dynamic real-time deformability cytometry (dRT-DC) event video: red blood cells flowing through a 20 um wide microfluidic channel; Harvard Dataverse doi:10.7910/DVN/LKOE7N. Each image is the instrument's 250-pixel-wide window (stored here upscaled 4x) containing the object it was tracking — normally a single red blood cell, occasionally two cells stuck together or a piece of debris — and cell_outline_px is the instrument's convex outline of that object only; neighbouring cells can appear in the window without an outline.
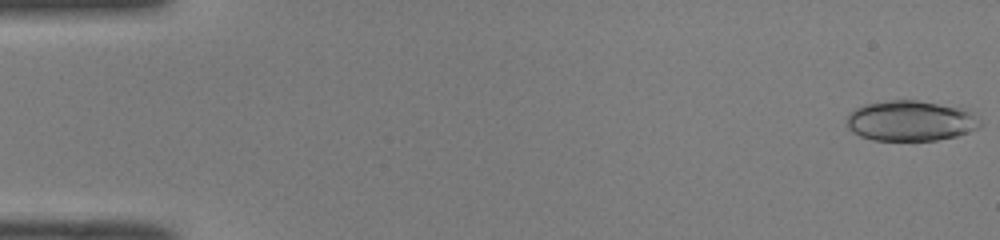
{"species": "common noctule bat (a hibernating species)", "species_latin": "Nyctalus noctula", "temperature_condition": "room temperature", "stored_images_in_passage": 45, "camera_frame_rate_fps": 3000, "um_per_image_px": 0.085, "animal": {"sex": "male", "body_mass_g": 19.0, "forearm_length_mm": 50.8}, "frame": {"image": 1, "passage_image": 1, "time_ms": 0.0, "image_size_px": [1000, 240], "cell_outline_px": [[984, 124], [968, 132], [956, 136], [936, 140], [872, 140], [860, 136], [852, 132], [848, 128], [848, 116], [856, 108], [864, 104], [892, 100], [916, 100], [960, 108], [968, 112], [980, 120]], "centroid_in_image_um": [77.38, 10.28], "position_along_channel_um": 7.6, "area_um2": 30.98}}
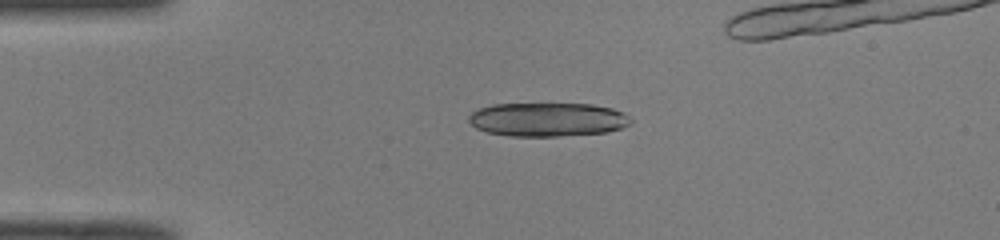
{"frame": {"image": 2, "passage_image": 12, "time_ms": 3.667, "image_size_px": [1000, 240], "cell_outline_px": [[632, 124], [608, 132], [560, 136], [508, 136], [488, 132], [476, 128], [468, 120], [468, 116], [472, 112], [480, 108], [492, 104], [592, 104], [612, 108], [624, 112], [632, 120]], "centroid_in_image_um": [46.57, 10.16], "position_along_channel_um": 38.4, "area_um2": 32.02}}